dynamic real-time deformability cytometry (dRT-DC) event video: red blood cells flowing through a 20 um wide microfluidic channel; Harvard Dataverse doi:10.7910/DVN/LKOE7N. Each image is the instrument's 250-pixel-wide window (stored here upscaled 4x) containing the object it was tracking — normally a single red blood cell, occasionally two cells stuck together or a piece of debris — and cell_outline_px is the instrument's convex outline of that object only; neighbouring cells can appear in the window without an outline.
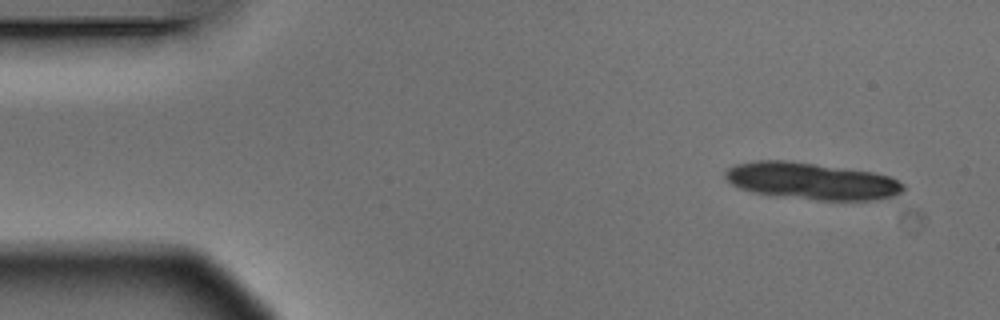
{"species": "Egyptian fruit bat (a non-hibernating species)", "species_latin": "Rousettus aegyptiacus", "temperature_condition": "warm", "stored_images_in_passage": 5, "camera_frame_rate_fps": 3000, "um_per_image_px": 0.085, "animal": {"sex": "male"}, "frame": {"image": 1, "passage_image": 1, "time_ms": 0.0, "image_size_px": [1000, 320], "cell_outline_px": [[904, 188], [896, 196], [876, 200], [816, 200], [772, 196], [752, 192], [740, 188], [732, 184], [724, 176], [724, 172], [728, 168], [736, 164], [756, 160], [784, 160], [872, 172], [888, 176], [904, 184]], "centroid_in_image_um": [68.95, 15.4], "position_along_channel_um": 16.1, "area_um2": 38.26}}
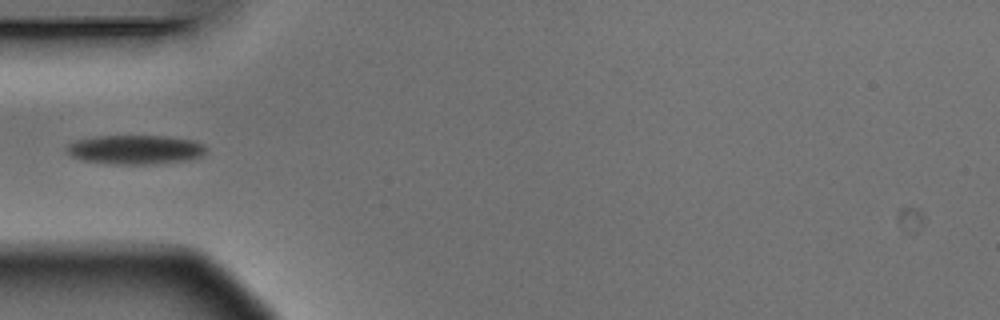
{"frame": {"image": 2, "passage_image": 5, "time_ms": 1.333, "image_size_px": [1000, 320], "cell_outline_px": [[208, 148], [204, 156], [188, 160], [148, 164], [112, 164], [84, 160], [72, 156], [64, 152], [64, 148], [68, 144], [76, 140], [96, 136], [168, 136], [196, 140], [204, 144]], "centroid_in_image_um": [11.54, 12.71], "position_along_channel_um": 73.5, "area_um2": 24.04}}